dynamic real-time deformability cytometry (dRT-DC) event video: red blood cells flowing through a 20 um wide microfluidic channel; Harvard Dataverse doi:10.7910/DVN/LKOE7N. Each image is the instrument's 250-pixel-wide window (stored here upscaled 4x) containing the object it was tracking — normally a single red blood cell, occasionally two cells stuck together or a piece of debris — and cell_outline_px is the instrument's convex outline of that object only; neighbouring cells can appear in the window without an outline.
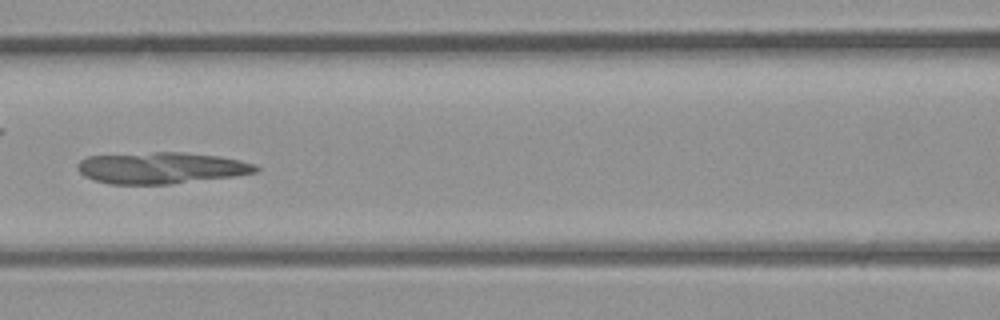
{"species": "common noctule bat (a hibernating species)", "species_latin": "Nyctalus noctula", "temperature_condition": "room temperature", "stored_images_in_passage": 40, "camera_frame_rate_fps": 3000, "um_per_image_px": 0.085, "animal": {"sex": "male", "body_mass_g": 23.1, "forearm_length_mm": 52.7}, "frame": {"image": 1, "passage_image": 18, "time_ms": 5.667, "image_size_px": [1000, 320], "cell_outline_px": [[260, 168], [256, 172], [232, 176], [172, 184], [112, 184], [96, 180], [84, 176], [76, 168], [76, 164], [80, 160], [88, 156], [152, 152], [184, 152], [220, 156], [240, 160], [256, 164]], "centroid_in_image_um": [13.7, 14.26], "position_along_channel_um": 152.9, "area_um2": 32.71}}
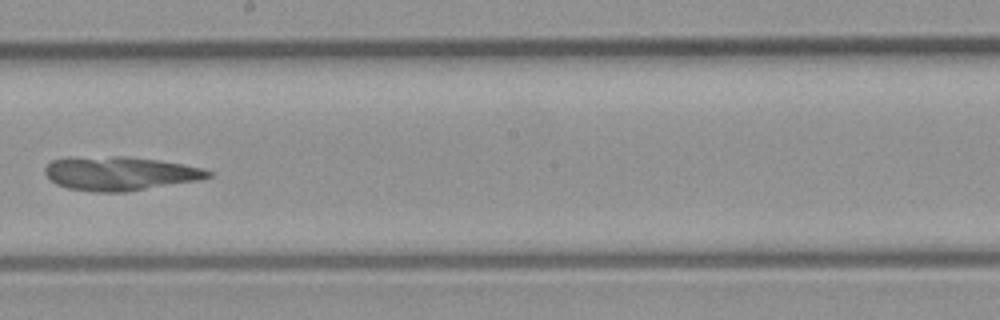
{"frame": {"image": 2, "passage_image": 23, "time_ms": 7.333, "image_size_px": [1000, 320], "cell_outline_px": [[212, 176], [204, 180], [128, 192], [92, 192], [68, 188], [56, 184], [44, 172], [44, 168], [52, 160], [72, 156], [128, 156], [156, 160], [204, 168], [212, 172]], "centroid_in_image_um": [10.22, 14.75], "position_along_channel_um": 238.0, "area_um2": 32.77}}